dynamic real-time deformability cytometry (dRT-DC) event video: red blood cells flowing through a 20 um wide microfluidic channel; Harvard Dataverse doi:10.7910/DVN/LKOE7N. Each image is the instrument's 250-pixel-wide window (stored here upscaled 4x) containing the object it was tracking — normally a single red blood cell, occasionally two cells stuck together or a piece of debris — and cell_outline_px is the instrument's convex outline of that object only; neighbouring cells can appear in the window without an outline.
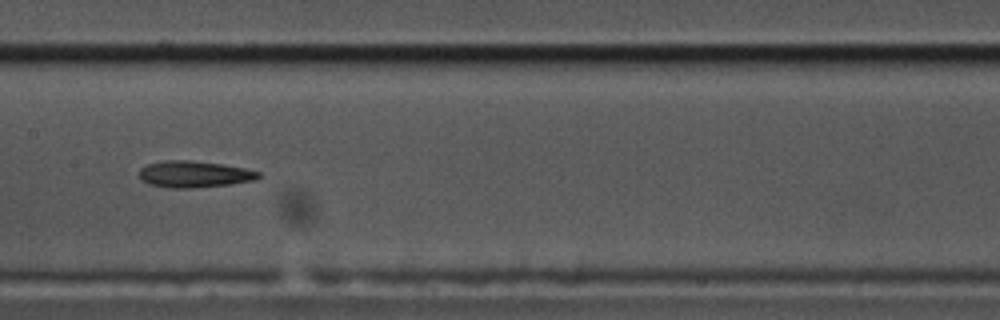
{"species": "common noctule bat (a hibernating species)", "species_latin": "Nyctalus noctula", "temperature_condition": "cold", "stored_images_in_passage": 14, "camera_frame_rate_fps": 3000, "um_per_image_px": 0.085, "animal": {"sex": "male", "body_mass_g": 17.5, "forearm_length_mm": 52.3}, "frame": {"image": 1, "passage_image": 7, "time_ms": 2.0, "image_size_px": [1000, 320], "cell_outline_px": [[260, 176], [256, 180], [228, 184], [192, 188], [168, 188], [148, 184], [140, 176], [140, 168], [148, 164], [164, 160], [192, 160], [220, 164], [244, 168], [260, 172]], "centroid_in_image_um": [16.5, 14.8], "position_along_channel_um": 190.9, "area_um2": 18.32}}
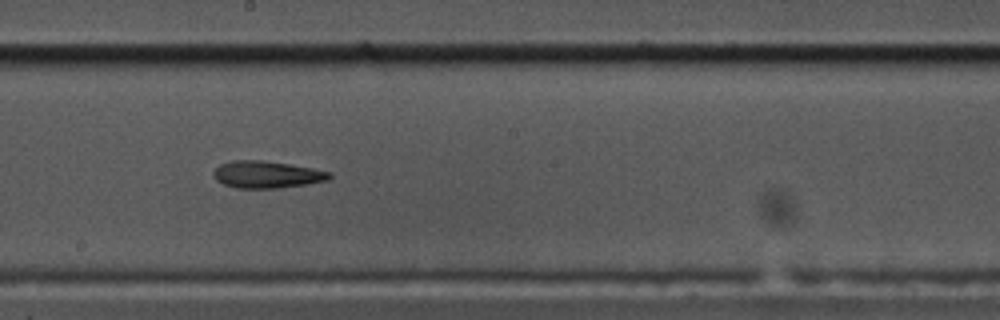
{"frame": {"image": 2, "passage_image": 8, "time_ms": 2.333, "image_size_px": [1000, 320], "cell_outline_px": [[332, 176], [328, 180], [308, 184], [280, 188], [236, 188], [224, 184], [216, 180], [212, 176], [212, 172], [220, 164], [232, 160], [264, 160], [312, 168], [332, 172]], "centroid_in_image_um": [22.67, 14.83], "position_along_channel_um": 225.5, "area_um2": 18.44}}